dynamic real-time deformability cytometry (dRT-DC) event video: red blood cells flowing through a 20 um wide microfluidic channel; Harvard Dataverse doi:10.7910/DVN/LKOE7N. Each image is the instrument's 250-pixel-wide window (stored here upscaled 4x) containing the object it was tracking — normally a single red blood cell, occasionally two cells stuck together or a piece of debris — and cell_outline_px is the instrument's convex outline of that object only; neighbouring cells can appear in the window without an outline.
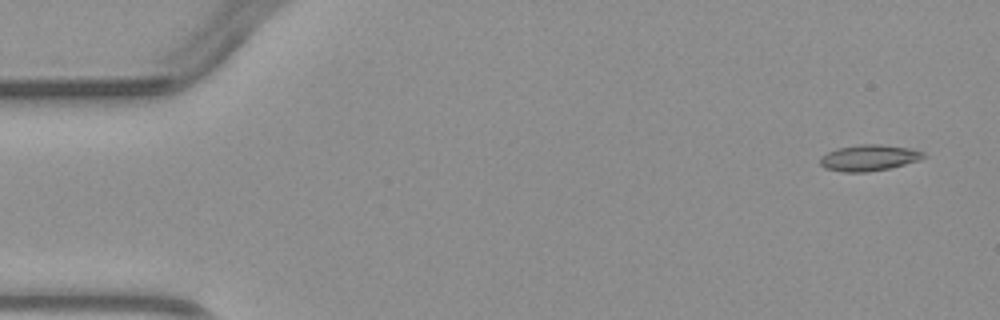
{"species": "common noctule bat (a hibernating species)", "species_latin": "Nyctalus noctula", "temperature_condition": "warm", "stored_images_in_passage": 4, "camera_frame_rate_fps": 3000, "um_per_image_px": 0.085, "animal": {"sex": "male", "body_mass_g": 23.1, "forearm_length_mm": 52.7}, "frame": {"image": 1, "passage_image": 1, "time_ms": 0.0, "image_size_px": [1000, 320], "cell_outline_px": [[928, 156], [920, 160], [888, 168], [868, 172], [844, 172], [824, 168], [820, 164], [820, 156], [836, 148], [860, 144], [880, 144], [908, 148], [924, 152]], "centroid_in_image_um": [73.85, 13.41], "position_along_channel_um": 11.2, "area_um2": 15.78}}
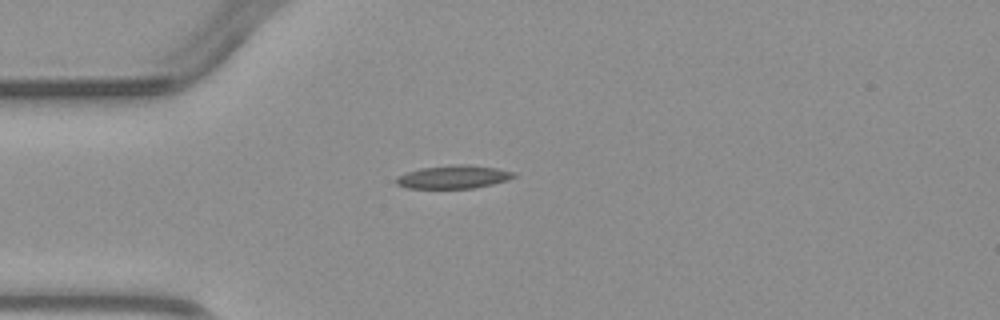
{"frame": {"image": 2, "passage_image": 4, "time_ms": 3.333, "image_size_px": [1000, 320], "cell_outline_px": [[516, 176], [508, 180], [492, 184], [472, 188], [404, 188], [396, 184], [396, 176], [420, 168], [460, 164], [468, 164], [496, 168], [512, 172]], "centroid_in_image_um": [38.51, 15.04], "position_along_channel_um": 46.5, "area_um2": 15.78}}